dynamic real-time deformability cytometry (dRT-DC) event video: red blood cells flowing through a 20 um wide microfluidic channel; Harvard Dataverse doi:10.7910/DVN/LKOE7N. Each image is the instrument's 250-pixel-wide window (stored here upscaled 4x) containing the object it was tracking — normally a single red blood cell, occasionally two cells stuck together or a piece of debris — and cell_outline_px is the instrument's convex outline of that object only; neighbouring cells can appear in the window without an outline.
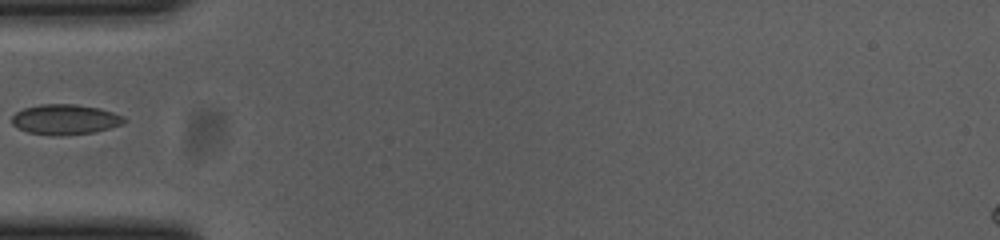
{"species": "common noctule bat (a hibernating species)", "species_latin": "Nyctalus noctula", "temperature_condition": "cold", "stored_images_in_passage": 9, "camera_frame_rate_fps": 3000, "um_per_image_px": 0.085, "animal": {"sex": "female", "body_mass_g": 23.0, "forearm_length_mm": 53.4}, "frame": {"image": 1, "passage_image": 1, "time_ms": 0.0, "image_size_px": [1000, 240], "cell_outline_px": [[128, 120], [124, 124], [92, 132], [60, 136], [28, 132], [12, 124], [12, 116], [16, 112], [24, 108], [40, 104], [76, 104], [100, 108], [124, 116]], "centroid_in_image_um": [5.56, 10.14], "position_along_channel_um": 79.4, "area_um2": 19.71}}